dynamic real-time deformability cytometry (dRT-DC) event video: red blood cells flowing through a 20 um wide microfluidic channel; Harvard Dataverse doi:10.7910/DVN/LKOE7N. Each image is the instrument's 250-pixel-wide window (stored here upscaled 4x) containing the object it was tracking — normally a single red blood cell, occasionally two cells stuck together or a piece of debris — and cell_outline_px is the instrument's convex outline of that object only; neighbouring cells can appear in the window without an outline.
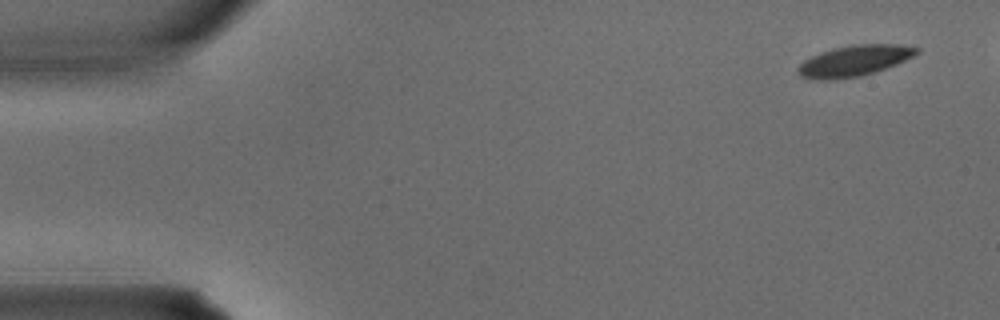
{"species": "common noctule bat (a hibernating species)", "species_latin": "Nyctalus noctula", "temperature_condition": "warm", "stored_images_in_passage": 4, "camera_frame_rate_fps": 3000, "um_per_image_px": 0.085, "animal": {"sex": "male", "body_mass_g": 15.6}, "frame": {"image": 1, "passage_image": 1, "time_ms": 0.0, "image_size_px": [1000, 320], "cell_outline_px": [[920, 52], [896, 64], [860, 76], [836, 80], [816, 80], [800, 76], [796, 68], [804, 60], [820, 52], [832, 48], [852, 44], [900, 44], [920, 48]], "centroid_in_image_um": [72.58, 5.16], "position_along_channel_um": 12.4, "area_um2": 21.39}}
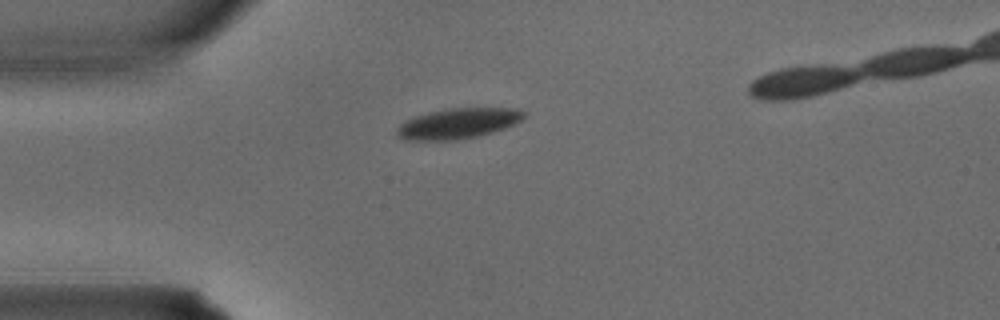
{"frame": {"image": 2, "passage_image": 3, "time_ms": 0.667, "image_size_px": [1000, 320], "cell_outline_px": [[524, 116], [520, 120], [504, 128], [492, 132], [476, 136], [456, 140], [404, 140], [396, 136], [396, 128], [404, 120], [428, 112], [444, 108], [520, 108], [524, 112]], "centroid_in_image_um": [38.87, 10.49], "position_along_channel_um": 46.1, "area_um2": 22.54}}